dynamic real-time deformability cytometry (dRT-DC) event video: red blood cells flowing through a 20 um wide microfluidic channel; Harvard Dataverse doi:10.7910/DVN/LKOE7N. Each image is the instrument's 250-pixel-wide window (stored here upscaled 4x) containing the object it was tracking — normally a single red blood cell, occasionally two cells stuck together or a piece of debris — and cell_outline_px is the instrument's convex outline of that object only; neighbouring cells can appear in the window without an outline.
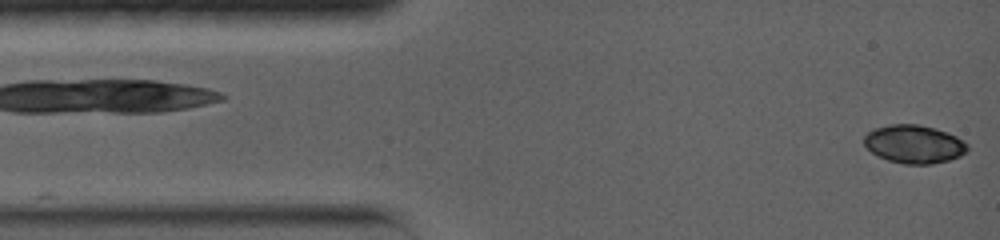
{"species": "common noctule bat (a hibernating species)", "species_latin": "Nyctalus noctula", "temperature_condition": "warm", "stored_images_in_passage": 77, "camera_frame_rate_fps": 5000, "um_per_image_px": 0.085, "animal": {"sex": "female", "body_mass_g": 19.0, "forearm_length_mm": 56.7}, "frame": {"image": 1, "passage_image": 1, "time_ms": 0.0, "image_size_px": [1000, 240], "cell_outline_px": [[968, 148], [960, 156], [948, 160], [932, 164], [904, 164], [888, 160], [872, 152], [864, 144], [864, 136], [868, 132], [876, 128], [888, 124], [916, 124], [936, 128], [948, 132], [956, 136], [968, 144]], "centroid_in_image_um": [77.7, 12.24], "position_along_channel_um": 7.3, "area_um2": 22.95}}
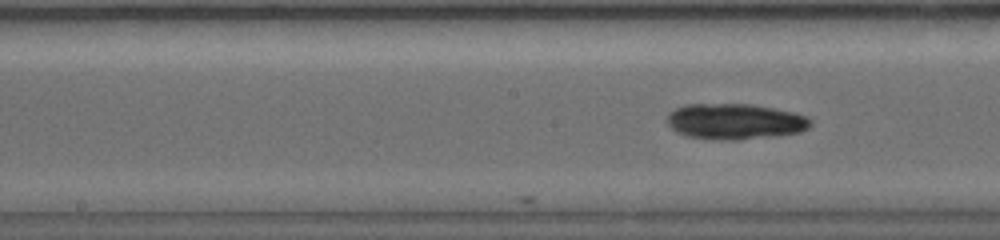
{"frame": {"image": 2, "passage_image": 34, "time_ms": 6.6, "image_size_px": [1000, 240], "cell_outline_px": [[812, 124], [808, 128], [800, 132], [776, 136], [736, 140], [720, 140], [684, 136], [676, 132], [668, 124], [668, 112], [684, 104], [752, 104], [792, 112], [808, 116], [812, 120]], "centroid_in_image_um": [62.47, 10.33], "position_along_channel_um": 185.7, "area_um2": 30.11}}
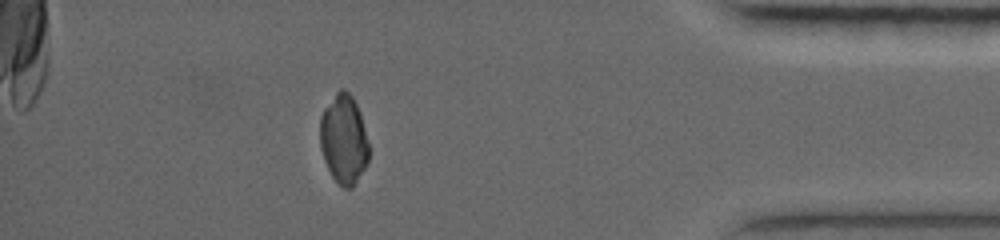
{"frame": {"image": 3, "passage_image": 68, "time_ms": 13.4, "image_size_px": [1000, 240], "cell_outline_px": [[368, 160], [364, 168], [352, 188], [344, 188], [332, 176], [324, 160], [320, 148], [320, 116], [324, 108], [336, 92], [340, 88], [344, 88], [352, 96], [360, 112], [368, 144]], "centroid_in_image_um": [29.2, 11.81], "position_along_channel_um": 406.0, "area_um2": 25.2}, "authors_computed_cell_mechanics": {"area_um2": 27.3972, "velocity_mm_per_s": 3.841, "shape_relaxation_time_tau1_ms": 11.2588, "shape_relaxation_time_tau2_ms": 2.1646, "deformation_change_tau1": 0.3655, "deformation_change_tau2": 0.0442}}